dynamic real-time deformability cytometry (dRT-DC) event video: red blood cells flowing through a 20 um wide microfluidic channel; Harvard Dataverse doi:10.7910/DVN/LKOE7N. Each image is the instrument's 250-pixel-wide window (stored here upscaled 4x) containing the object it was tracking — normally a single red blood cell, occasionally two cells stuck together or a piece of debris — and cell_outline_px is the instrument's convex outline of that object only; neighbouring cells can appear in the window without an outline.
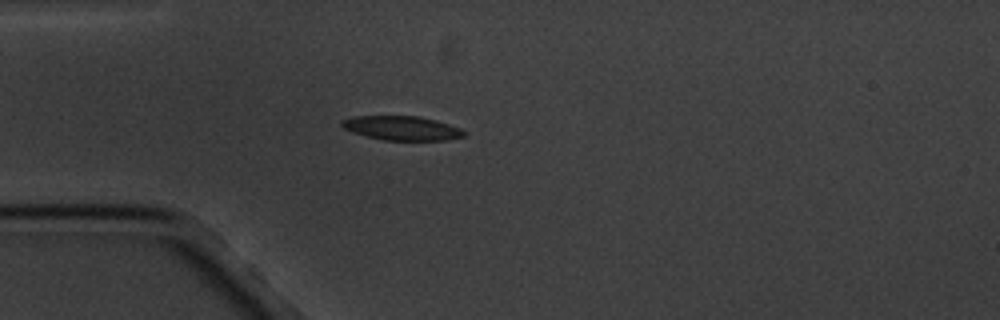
{"species": "common noctule bat (a hibernating species)", "species_latin": "Nyctalus noctula", "temperature_condition": "cold", "stored_images_in_passage": 3, "camera_frame_rate_fps": 3000, "um_per_image_px": 0.085, "animal": {"sex": "male", "body_mass_g": 20.1, "forearm_length_mm": 53.5}, "frame": {"image": 1, "passage_image": 3, "time_ms": 2.0, "image_size_px": [1000, 320], "cell_outline_px": [[464, 136], [448, 140], [384, 140], [352, 132], [344, 128], [340, 124], [340, 120], [352, 116], [420, 116], [436, 120], [460, 128], [464, 132]], "centroid_in_image_um": [34.13, 10.88], "position_along_channel_um": 50.9, "area_um2": 17.17}}